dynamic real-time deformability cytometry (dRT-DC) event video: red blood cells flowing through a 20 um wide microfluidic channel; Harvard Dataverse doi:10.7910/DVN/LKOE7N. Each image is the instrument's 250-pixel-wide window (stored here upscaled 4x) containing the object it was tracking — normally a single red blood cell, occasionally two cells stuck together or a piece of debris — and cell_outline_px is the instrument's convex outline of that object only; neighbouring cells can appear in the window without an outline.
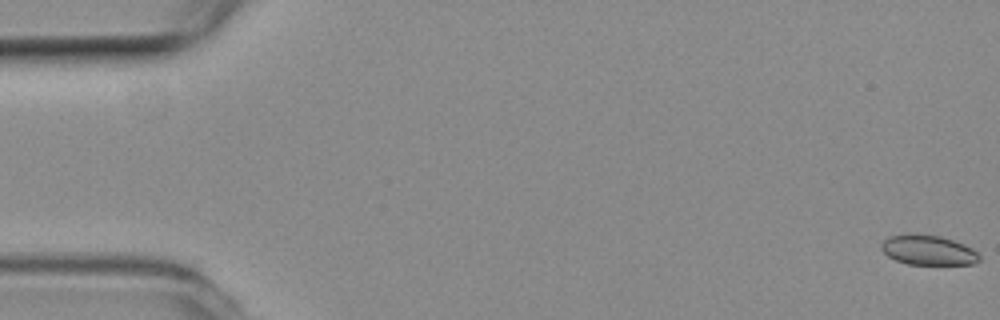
{"species": "common noctule bat (a hibernating species)", "species_latin": "Nyctalus noctula", "temperature_condition": "room temperature", "stored_images_in_passage": 4, "camera_frame_rate_fps": 3000, "um_per_image_px": 0.085, "animal": {"sex": "female", "body_mass_g": 19.3, "forearm_length_mm": 54.1}, "frame": {"image": 1, "passage_image": 1, "time_ms": 0.0, "image_size_px": [1000, 320], "cell_outline_px": [[980, 260], [976, 264], [908, 264], [896, 260], [888, 256], [880, 248], [880, 244], [888, 236], [940, 236], [964, 244], [972, 248], [980, 256]], "centroid_in_image_um": [78.93, 21.3], "position_along_channel_um": 6.1, "area_um2": 16.53}}